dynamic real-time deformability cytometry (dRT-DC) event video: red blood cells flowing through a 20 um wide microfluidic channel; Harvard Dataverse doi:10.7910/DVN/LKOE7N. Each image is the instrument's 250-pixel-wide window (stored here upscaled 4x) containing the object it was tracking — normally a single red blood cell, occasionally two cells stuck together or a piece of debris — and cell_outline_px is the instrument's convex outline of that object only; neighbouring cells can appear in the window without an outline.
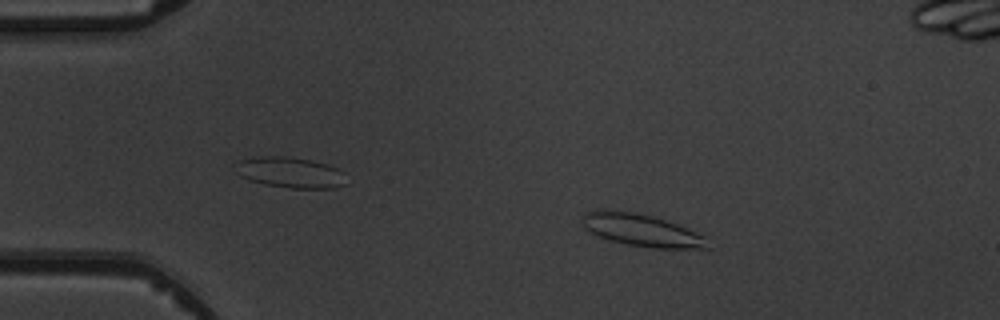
{"species": "common noctule bat (a hibernating species)", "species_latin": "Nyctalus noctula", "temperature_condition": "warm", "stored_images_in_passage": 4, "camera_frame_rate_fps": 3000, "um_per_image_px": 0.085, "animal": {"sex": "male", "body_mass_g": 19.5, "forearm_length_mm": 54.6}, "frame": {"image": 1, "passage_image": 2, "time_ms": 1.0, "image_size_px": [1000, 320], "cell_outline_px": [[712, 248], [652, 248], [628, 244], [608, 240], [596, 236], [588, 232], [584, 228], [584, 212], [596, 208], [604, 208], [636, 212], [668, 220], [708, 236]], "centroid_in_image_um": [54.56, 19.55], "position_along_channel_um": 30.4, "area_um2": 24.33}}